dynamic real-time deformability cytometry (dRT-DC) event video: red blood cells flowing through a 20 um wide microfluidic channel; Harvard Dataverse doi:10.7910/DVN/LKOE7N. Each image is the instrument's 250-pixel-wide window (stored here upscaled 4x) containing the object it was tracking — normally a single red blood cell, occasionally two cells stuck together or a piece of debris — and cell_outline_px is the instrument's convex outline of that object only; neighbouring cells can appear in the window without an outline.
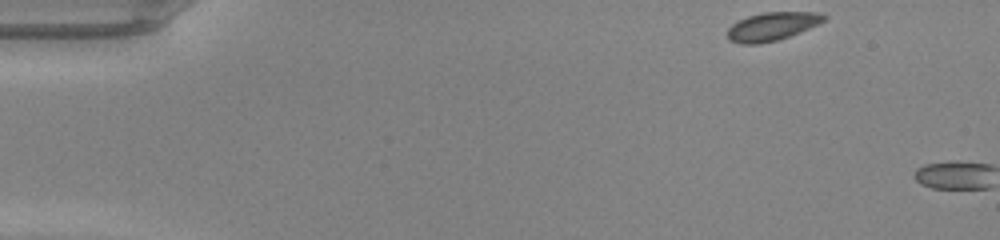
{"species": "common noctule bat (a hibernating species)", "species_latin": "Nyctalus noctula", "temperature_condition": "warm", "stored_images_in_passage": 2, "camera_frame_rate_fps": 3000, "um_per_image_px": 0.085, "animal": {"sex": "male", "body_mass_g": 20.0, "forearm_length_mm": 53.3}, "frame": {"image": 1, "passage_image": 1, "time_ms": 0.0, "image_size_px": [1000, 240], "cell_outline_px": [[828, 16], [824, 20], [800, 32], [776, 40], [760, 44], [740, 44], [728, 40], [728, 28], [732, 24], [748, 16], [764, 12], [820, 12]], "centroid_in_image_um": [65.61, 2.24], "position_along_channel_um": 19.4, "area_um2": 15.78}}